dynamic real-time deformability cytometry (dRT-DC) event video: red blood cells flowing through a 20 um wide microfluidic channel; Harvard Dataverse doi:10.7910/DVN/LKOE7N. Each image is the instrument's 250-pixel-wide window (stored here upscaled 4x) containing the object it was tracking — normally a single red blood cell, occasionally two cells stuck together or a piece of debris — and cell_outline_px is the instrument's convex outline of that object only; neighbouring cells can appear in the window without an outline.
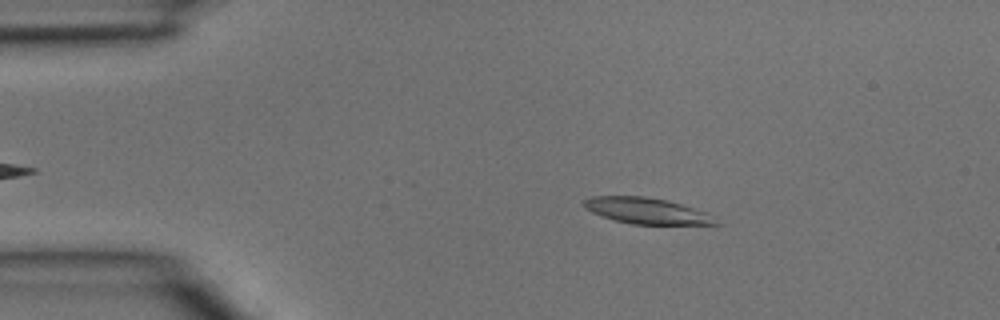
{"species": "common noctule bat (a hibernating species)", "species_latin": "Nyctalus noctula", "temperature_condition": "room temperature", "stored_images_in_passage": 38, "camera_frame_rate_fps": 3000, "um_per_image_px": 0.085, "animal": {"sex": "male", "body_mass_g": 15.6}, "frame": {"image": 1, "passage_image": 5, "time_ms": 1.333, "image_size_px": [1000, 320], "cell_outline_px": [[724, 224], [632, 224], [616, 220], [592, 212], [584, 208], [584, 200], [592, 196], [644, 196], [668, 200], [704, 212]], "centroid_in_image_um": [54.95, 17.91], "position_along_channel_um": 30.0, "area_um2": 19.65}}
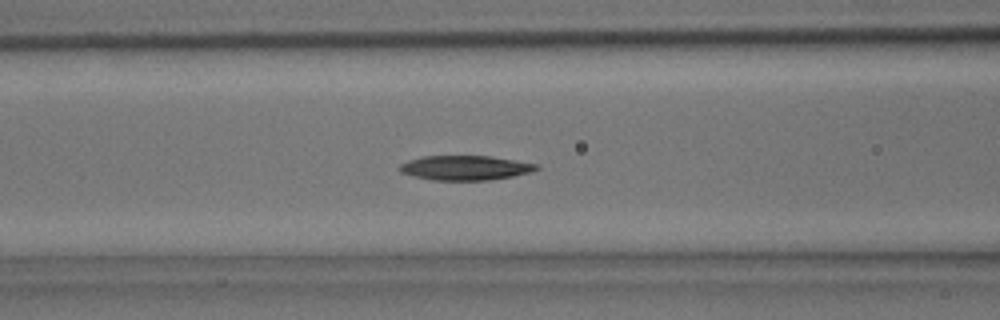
{"frame": {"image": 2, "passage_image": 14, "time_ms": 4.333, "image_size_px": [1000, 320], "cell_outline_px": [[540, 168], [532, 172], [512, 176], [488, 180], [432, 180], [400, 172], [396, 168], [400, 164], [408, 160], [424, 156], [492, 156], [540, 164]], "centroid_in_image_um": [39.57, 14.26], "position_along_channel_um": 127.0, "area_um2": 19.71}}
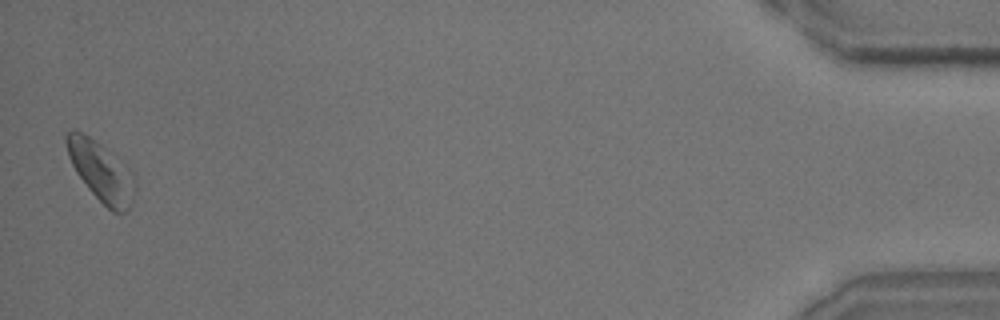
{"frame": {"image": 3, "passage_image": 38, "time_ms": 12.333, "image_size_px": [1000, 320], "cell_outline_px": [[136, 188], [132, 200], [128, 208], [120, 216], [112, 212], [88, 188], [76, 172], [68, 156], [64, 140], [64, 136], [72, 128], [76, 128], [88, 136], [132, 172], [136, 176]], "centroid_in_image_um": [8.58, 14.6], "position_along_channel_um": 426.6, "area_um2": 23.41}}